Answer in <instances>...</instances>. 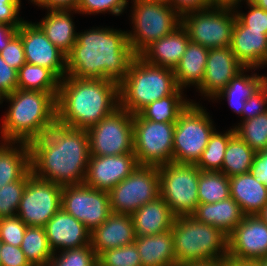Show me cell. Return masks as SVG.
Segmentation results:
<instances>
[{
    "instance_id": "1",
    "label": "cell",
    "mask_w": 267,
    "mask_h": 266,
    "mask_svg": "<svg viewBox=\"0 0 267 266\" xmlns=\"http://www.w3.org/2000/svg\"><path fill=\"white\" fill-rule=\"evenodd\" d=\"M28 145L30 170L34 176L62 186L84 182L90 159L87 130L56 122Z\"/></svg>"
},
{
    "instance_id": "2",
    "label": "cell",
    "mask_w": 267,
    "mask_h": 266,
    "mask_svg": "<svg viewBox=\"0 0 267 266\" xmlns=\"http://www.w3.org/2000/svg\"><path fill=\"white\" fill-rule=\"evenodd\" d=\"M88 30L77 33L76 43L66 56V75L108 79L119 84L136 56L127 31L109 27Z\"/></svg>"
},
{
    "instance_id": "3",
    "label": "cell",
    "mask_w": 267,
    "mask_h": 266,
    "mask_svg": "<svg viewBox=\"0 0 267 266\" xmlns=\"http://www.w3.org/2000/svg\"><path fill=\"white\" fill-rule=\"evenodd\" d=\"M56 106L57 123L87 130L119 107V84L66 75L60 80Z\"/></svg>"
},
{
    "instance_id": "4",
    "label": "cell",
    "mask_w": 267,
    "mask_h": 266,
    "mask_svg": "<svg viewBox=\"0 0 267 266\" xmlns=\"http://www.w3.org/2000/svg\"><path fill=\"white\" fill-rule=\"evenodd\" d=\"M58 93L17 89L1 98L10 105L1 126V141L26 142L44 135L57 122Z\"/></svg>"
},
{
    "instance_id": "5",
    "label": "cell",
    "mask_w": 267,
    "mask_h": 266,
    "mask_svg": "<svg viewBox=\"0 0 267 266\" xmlns=\"http://www.w3.org/2000/svg\"><path fill=\"white\" fill-rule=\"evenodd\" d=\"M171 232L178 266L226 260L228 235L191 215L175 216Z\"/></svg>"
},
{
    "instance_id": "6",
    "label": "cell",
    "mask_w": 267,
    "mask_h": 266,
    "mask_svg": "<svg viewBox=\"0 0 267 266\" xmlns=\"http://www.w3.org/2000/svg\"><path fill=\"white\" fill-rule=\"evenodd\" d=\"M177 89L173 69L149 64L136 55L126 77L119 83V106L137 114L148 104L173 94Z\"/></svg>"
},
{
    "instance_id": "7",
    "label": "cell",
    "mask_w": 267,
    "mask_h": 266,
    "mask_svg": "<svg viewBox=\"0 0 267 266\" xmlns=\"http://www.w3.org/2000/svg\"><path fill=\"white\" fill-rule=\"evenodd\" d=\"M133 31H127L133 52L139 55L152 42L168 35L181 24V16L168 2L132 0Z\"/></svg>"
},
{
    "instance_id": "8",
    "label": "cell",
    "mask_w": 267,
    "mask_h": 266,
    "mask_svg": "<svg viewBox=\"0 0 267 266\" xmlns=\"http://www.w3.org/2000/svg\"><path fill=\"white\" fill-rule=\"evenodd\" d=\"M206 109L193 100L175 122L172 162L196 165L216 129Z\"/></svg>"
},
{
    "instance_id": "9",
    "label": "cell",
    "mask_w": 267,
    "mask_h": 266,
    "mask_svg": "<svg viewBox=\"0 0 267 266\" xmlns=\"http://www.w3.org/2000/svg\"><path fill=\"white\" fill-rule=\"evenodd\" d=\"M160 196L175 216L191 215L199 204L196 165L169 162L158 166Z\"/></svg>"
},
{
    "instance_id": "10",
    "label": "cell",
    "mask_w": 267,
    "mask_h": 266,
    "mask_svg": "<svg viewBox=\"0 0 267 266\" xmlns=\"http://www.w3.org/2000/svg\"><path fill=\"white\" fill-rule=\"evenodd\" d=\"M236 21L233 7L212 6L181 17L190 41L206 48H228Z\"/></svg>"
},
{
    "instance_id": "11",
    "label": "cell",
    "mask_w": 267,
    "mask_h": 266,
    "mask_svg": "<svg viewBox=\"0 0 267 266\" xmlns=\"http://www.w3.org/2000/svg\"><path fill=\"white\" fill-rule=\"evenodd\" d=\"M175 122H155L133 114V149L138 165L172 162Z\"/></svg>"
},
{
    "instance_id": "12",
    "label": "cell",
    "mask_w": 267,
    "mask_h": 266,
    "mask_svg": "<svg viewBox=\"0 0 267 266\" xmlns=\"http://www.w3.org/2000/svg\"><path fill=\"white\" fill-rule=\"evenodd\" d=\"M159 196L158 167L138 165L129 176L109 191L111 212L132 215L141 206Z\"/></svg>"
},
{
    "instance_id": "13",
    "label": "cell",
    "mask_w": 267,
    "mask_h": 266,
    "mask_svg": "<svg viewBox=\"0 0 267 266\" xmlns=\"http://www.w3.org/2000/svg\"><path fill=\"white\" fill-rule=\"evenodd\" d=\"M87 134L92 156L134 153L133 114L120 106L88 128Z\"/></svg>"
},
{
    "instance_id": "14",
    "label": "cell",
    "mask_w": 267,
    "mask_h": 266,
    "mask_svg": "<svg viewBox=\"0 0 267 266\" xmlns=\"http://www.w3.org/2000/svg\"><path fill=\"white\" fill-rule=\"evenodd\" d=\"M62 185L34 176L29 170V180L20 200L17 216L27 226H41L61 208Z\"/></svg>"
},
{
    "instance_id": "15",
    "label": "cell",
    "mask_w": 267,
    "mask_h": 266,
    "mask_svg": "<svg viewBox=\"0 0 267 266\" xmlns=\"http://www.w3.org/2000/svg\"><path fill=\"white\" fill-rule=\"evenodd\" d=\"M61 208L82 222L90 232L112 213L109 192L91 188L84 183L62 187Z\"/></svg>"
},
{
    "instance_id": "16",
    "label": "cell",
    "mask_w": 267,
    "mask_h": 266,
    "mask_svg": "<svg viewBox=\"0 0 267 266\" xmlns=\"http://www.w3.org/2000/svg\"><path fill=\"white\" fill-rule=\"evenodd\" d=\"M26 63L51 70L60 80L66 76V55L59 50L36 24L24 21L18 28Z\"/></svg>"
},
{
    "instance_id": "17",
    "label": "cell",
    "mask_w": 267,
    "mask_h": 266,
    "mask_svg": "<svg viewBox=\"0 0 267 266\" xmlns=\"http://www.w3.org/2000/svg\"><path fill=\"white\" fill-rule=\"evenodd\" d=\"M227 258L240 260L267 258V224L258 215L244 216L228 235Z\"/></svg>"
},
{
    "instance_id": "18",
    "label": "cell",
    "mask_w": 267,
    "mask_h": 266,
    "mask_svg": "<svg viewBox=\"0 0 267 266\" xmlns=\"http://www.w3.org/2000/svg\"><path fill=\"white\" fill-rule=\"evenodd\" d=\"M138 166L134 153L123 155H90L84 184L91 188L109 192L129 176Z\"/></svg>"
},
{
    "instance_id": "19",
    "label": "cell",
    "mask_w": 267,
    "mask_h": 266,
    "mask_svg": "<svg viewBox=\"0 0 267 266\" xmlns=\"http://www.w3.org/2000/svg\"><path fill=\"white\" fill-rule=\"evenodd\" d=\"M244 68L230 47L210 48L199 93L212 100Z\"/></svg>"
},
{
    "instance_id": "20",
    "label": "cell",
    "mask_w": 267,
    "mask_h": 266,
    "mask_svg": "<svg viewBox=\"0 0 267 266\" xmlns=\"http://www.w3.org/2000/svg\"><path fill=\"white\" fill-rule=\"evenodd\" d=\"M52 251L80 248L91 243V232L63 208L50 218L44 226ZM59 250V251H58Z\"/></svg>"
},
{
    "instance_id": "21",
    "label": "cell",
    "mask_w": 267,
    "mask_h": 266,
    "mask_svg": "<svg viewBox=\"0 0 267 266\" xmlns=\"http://www.w3.org/2000/svg\"><path fill=\"white\" fill-rule=\"evenodd\" d=\"M230 48L245 68L259 69L267 59V34L265 30H249L236 18Z\"/></svg>"
},
{
    "instance_id": "22",
    "label": "cell",
    "mask_w": 267,
    "mask_h": 266,
    "mask_svg": "<svg viewBox=\"0 0 267 266\" xmlns=\"http://www.w3.org/2000/svg\"><path fill=\"white\" fill-rule=\"evenodd\" d=\"M135 230L131 215L111 213L109 217L91 232V247L100 253L135 241Z\"/></svg>"
},
{
    "instance_id": "23",
    "label": "cell",
    "mask_w": 267,
    "mask_h": 266,
    "mask_svg": "<svg viewBox=\"0 0 267 266\" xmlns=\"http://www.w3.org/2000/svg\"><path fill=\"white\" fill-rule=\"evenodd\" d=\"M186 28L180 24L168 35L152 42L139 56L149 64L175 69L189 44Z\"/></svg>"
},
{
    "instance_id": "24",
    "label": "cell",
    "mask_w": 267,
    "mask_h": 266,
    "mask_svg": "<svg viewBox=\"0 0 267 266\" xmlns=\"http://www.w3.org/2000/svg\"><path fill=\"white\" fill-rule=\"evenodd\" d=\"M230 197L245 216L258 215L267 205V187L251 172L229 178Z\"/></svg>"
},
{
    "instance_id": "25",
    "label": "cell",
    "mask_w": 267,
    "mask_h": 266,
    "mask_svg": "<svg viewBox=\"0 0 267 266\" xmlns=\"http://www.w3.org/2000/svg\"><path fill=\"white\" fill-rule=\"evenodd\" d=\"M131 217L136 237L169 231L175 220V215L161 196L141 206Z\"/></svg>"
},
{
    "instance_id": "26",
    "label": "cell",
    "mask_w": 267,
    "mask_h": 266,
    "mask_svg": "<svg viewBox=\"0 0 267 266\" xmlns=\"http://www.w3.org/2000/svg\"><path fill=\"white\" fill-rule=\"evenodd\" d=\"M47 11L48 14L36 24L46 37L67 56L72 51L77 39V32L71 15L78 12L75 9Z\"/></svg>"
},
{
    "instance_id": "27",
    "label": "cell",
    "mask_w": 267,
    "mask_h": 266,
    "mask_svg": "<svg viewBox=\"0 0 267 266\" xmlns=\"http://www.w3.org/2000/svg\"><path fill=\"white\" fill-rule=\"evenodd\" d=\"M191 216L204 224L218 227L229 235L245 215L238 203L228 197L216 203L198 204Z\"/></svg>"
},
{
    "instance_id": "28",
    "label": "cell",
    "mask_w": 267,
    "mask_h": 266,
    "mask_svg": "<svg viewBox=\"0 0 267 266\" xmlns=\"http://www.w3.org/2000/svg\"><path fill=\"white\" fill-rule=\"evenodd\" d=\"M142 266H178L171 230L155 235L136 237Z\"/></svg>"
},
{
    "instance_id": "29",
    "label": "cell",
    "mask_w": 267,
    "mask_h": 266,
    "mask_svg": "<svg viewBox=\"0 0 267 266\" xmlns=\"http://www.w3.org/2000/svg\"><path fill=\"white\" fill-rule=\"evenodd\" d=\"M209 48L189 41L180 62L174 69L175 80L179 89L192 85L198 89L205 76V67Z\"/></svg>"
},
{
    "instance_id": "30",
    "label": "cell",
    "mask_w": 267,
    "mask_h": 266,
    "mask_svg": "<svg viewBox=\"0 0 267 266\" xmlns=\"http://www.w3.org/2000/svg\"><path fill=\"white\" fill-rule=\"evenodd\" d=\"M29 170L30 148L28 143L2 141L0 143V188L20 180Z\"/></svg>"
},
{
    "instance_id": "31",
    "label": "cell",
    "mask_w": 267,
    "mask_h": 266,
    "mask_svg": "<svg viewBox=\"0 0 267 266\" xmlns=\"http://www.w3.org/2000/svg\"><path fill=\"white\" fill-rule=\"evenodd\" d=\"M248 70L255 71L256 68H244L213 98L215 101L221 98L225 99L224 97H226L231 110L240 116H242L245 101L263 85L262 75L259 76L255 72L251 73V75L244 74Z\"/></svg>"
},
{
    "instance_id": "32",
    "label": "cell",
    "mask_w": 267,
    "mask_h": 266,
    "mask_svg": "<svg viewBox=\"0 0 267 266\" xmlns=\"http://www.w3.org/2000/svg\"><path fill=\"white\" fill-rule=\"evenodd\" d=\"M183 95V90L178 88L173 94L148 104L137 114L150 121L176 122L180 113L191 102V100L185 99Z\"/></svg>"
},
{
    "instance_id": "33",
    "label": "cell",
    "mask_w": 267,
    "mask_h": 266,
    "mask_svg": "<svg viewBox=\"0 0 267 266\" xmlns=\"http://www.w3.org/2000/svg\"><path fill=\"white\" fill-rule=\"evenodd\" d=\"M257 152L236 133L229 139L221 172L228 178L250 172Z\"/></svg>"
},
{
    "instance_id": "34",
    "label": "cell",
    "mask_w": 267,
    "mask_h": 266,
    "mask_svg": "<svg viewBox=\"0 0 267 266\" xmlns=\"http://www.w3.org/2000/svg\"><path fill=\"white\" fill-rule=\"evenodd\" d=\"M18 88L22 90L58 93L60 79L49 69L25 63L17 72Z\"/></svg>"
},
{
    "instance_id": "35",
    "label": "cell",
    "mask_w": 267,
    "mask_h": 266,
    "mask_svg": "<svg viewBox=\"0 0 267 266\" xmlns=\"http://www.w3.org/2000/svg\"><path fill=\"white\" fill-rule=\"evenodd\" d=\"M20 248L31 266L50 264L54 254L41 226H27Z\"/></svg>"
},
{
    "instance_id": "36",
    "label": "cell",
    "mask_w": 267,
    "mask_h": 266,
    "mask_svg": "<svg viewBox=\"0 0 267 266\" xmlns=\"http://www.w3.org/2000/svg\"><path fill=\"white\" fill-rule=\"evenodd\" d=\"M230 197L229 178L220 171H201L198 179L199 204L216 203Z\"/></svg>"
},
{
    "instance_id": "37",
    "label": "cell",
    "mask_w": 267,
    "mask_h": 266,
    "mask_svg": "<svg viewBox=\"0 0 267 266\" xmlns=\"http://www.w3.org/2000/svg\"><path fill=\"white\" fill-rule=\"evenodd\" d=\"M235 134L234 128L225 131L224 134L214 130L211 134L206 148L203 150L200 160L196 166L201 171H220L224 160V154L229 139Z\"/></svg>"
},
{
    "instance_id": "38",
    "label": "cell",
    "mask_w": 267,
    "mask_h": 266,
    "mask_svg": "<svg viewBox=\"0 0 267 266\" xmlns=\"http://www.w3.org/2000/svg\"><path fill=\"white\" fill-rule=\"evenodd\" d=\"M235 133L256 152L267 147V111L234 127Z\"/></svg>"
},
{
    "instance_id": "39",
    "label": "cell",
    "mask_w": 267,
    "mask_h": 266,
    "mask_svg": "<svg viewBox=\"0 0 267 266\" xmlns=\"http://www.w3.org/2000/svg\"><path fill=\"white\" fill-rule=\"evenodd\" d=\"M58 253L53 254L50 262L52 266H98L97 255L92 249L91 243L80 248L65 249Z\"/></svg>"
},
{
    "instance_id": "40",
    "label": "cell",
    "mask_w": 267,
    "mask_h": 266,
    "mask_svg": "<svg viewBox=\"0 0 267 266\" xmlns=\"http://www.w3.org/2000/svg\"><path fill=\"white\" fill-rule=\"evenodd\" d=\"M28 180L29 171L20 180L0 188V218L17 215V209Z\"/></svg>"
},
{
    "instance_id": "41",
    "label": "cell",
    "mask_w": 267,
    "mask_h": 266,
    "mask_svg": "<svg viewBox=\"0 0 267 266\" xmlns=\"http://www.w3.org/2000/svg\"><path fill=\"white\" fill-rule=\"evenodd\" d=\"M98 266H142L135 243L113 248L97 256Z\"/></svg>"
},
{
    "instance_id": "42",
    "label": "cell",
    "mask_w": 267,
    "mask_h": 266,
    "mask_svg": "<svg viewBox=\"0 0 267 266\" xmlns=\"http://www.w3.org/2000/svg\"><path fill=\"white\" fill-rule=\"evenodd\" d=\"M129 0H79L76 7L78 14L111 13L121 15L127 8Z\"/></svg>"
},
{
    "instance_id": "43",
    "label": "cell",
    "mask_w": 267,
    "mask_h": 266,
    "mask_svg": "<svg viewBox=\"0 0 267 266\" xmlns=\"http://www.w3.org/2000/svg\"><path fill=\"white\" fill-rule=\"evenodd\" d=\"M27 225L17 216L0 218V240L20 247Z\"/></svg>"
},
{
    "instance_id": "44",
    "label": "cell",
    "mask_w": 267,
    "mask_h": 266,
    "mask_svg": "<svg viewBox=\"0 0 267 266\" xmlns=\"http://www.w3.org/2000/svg\"><path fill=\"white\" fill-rule=\"evenodd\" d=\"M248 13L238 12L236 6H233L236 18L244 25L249 27V30H265L267 34V10L256 6L249 0H246Z\"/></svg>"
},
{
    "instance_id": "45",
    "label": "cell",
    "mask_w": 267,
    "mask_h": 266,
    "mask_svg": "<svg viewBox=\"0 0 267 266\" xmlns=\"http://www.w3.org/2000/svg\"><path fill=\"white\" fill-rule=\"evenodd\" d=\"M262 77L263 85L245 101L241 121L254 118L267 111V76Z\"/></svg>"
},
{
    "instance_id": "46",
    "label": "cell",
    "mask_w": 267,
    "mask_h": 266,
    "mask_svg": "<svg viewBox=\"0 0 267 266\" xmlns=\"http://www.w3.org/2000/svg\"><path fill=\"white\" fill-rule=\"evenodd\" d=\"M3 60L17 71L26 63L24 46L21 36L17 33L8 43V45L0 52Z\"/></svg>"
},
{
    "instance_id": "47",
    "label": "cell",
    "mask_w": 267,
    "mask_h": 266,
    "mask_svg": "<svg viewBox=\"0 0 267 266\" xmlns=\"http://www.w3.org/2000/svg\"><path fill=\"white\" fill-rule=\"evenodd\" d=\"M21 0H0V24L21 26L24 19L19 17Z\"/></svg>"
},
{
    "instance_id": "48",
    "label": "cell",
    "mask_w": 267,
    "mask_h": 266,
    "mask_svg": "<svg viewBox=\"0 0 267 266\" xmlns=\"http://www.w3.org/2000/svg\"><path fill=\"white\" fill-rule=\"evenodd\" d=\"M17 70L10 67L0 56V97L18 89Z\"/></svg>"
},
{
    "instance_id": "49",
    "label": "cell",
    "mask_w": 267,
    "mask_h": 266,
    "mask_svg": "<svg viewBox=\"0 0 267 266\" xmlns=\"http://www.w3.org/2000/svg\"><path fill=\"white\" fill-rule=\"evenodd\" d=\"M0 266H31L25 254L18 246L2 243Z\"/></svg>"
},
{
    "instance_id": "50",
    "label": "cell",
    "mask_w": 267,
    "mask_h": 266,
    "mask_svg": "<svg viewBox=\"0 0 267 266\" xmlns=\"http://www.w3.org/2000/svg\"><path fill=\"white\" fill-rule=\"evenodd\" d=\"M168 3L182 17L183 15L213 6L212 0H169Z\"/></svg>"
},
{
    "instance_id": "51",
    "label": "cell",
    "mask_w": 267,
    "mask_h": 266,
    "mask_svg": "<svg viewBox=\"0 0 267 266\" xmlns=\"http://www.w3.org/2000/svg\"><path fill=\"white\" fill-rule=\"evenodd\" d=\"M250 172L267 187V156L262 152H257Z\"/></svg>"
},
{
    "instance_id": "52",
    "label": "cell",
    "mask_w": 267,
    "mask_h": 266,
    "mask_svg": "<svg viewBox=\"0 0 267 266\" xmlns=\"http://www.w3.org/2000/svg\"><path fill=\"white\" fill-rule=\"evenodd\" d=\"M31 3L47 10L75 9L79 0H29Z\"/></svg>"
},
{
    "instance_id": "53",
    "label": "cell",
    "mask_w": 267,
    "mask_h": 266,
    "mask_svg": "<svg viewBox=\"0 0 267 266\" xmlns=\"http://www.w3.org/2000/svg\"><path fill=\"white\" fill-rule=\"evenodd\" d=\"M20 26L0 24V52L8 45L10 40L18 33Z\"/></svg>"
},
{
    "instance_id": "54",
    "label": "cell",
    "mask_w": 267,
    "mask_h": 266,
    "mask_svg": "<svg viewBox=\"0 0 267 266\" xmlns=\"http://www.w3.org/2000/svg\"><path fill=\"white\" fill-rule=\"evenodd\" d=\"M228 266H262L260 260H240V259H226Z\"/></svg>"
},
{
    "instance_id": "55",
    "label": "cell",
    "mask_w": 267,
    "mask_h": 266,
    "mask_svg": "<svg viewBox=\"0 0 267 266\" xmlns=\"http://www.w3.org/2000/svg\"><path fill=\"white\" fill-rule=\"evenodd\" d=\"M243 0H212L213 6H238ZM245 1V0H244Z\"/></svg>"
},
{
    "instance_id": "56",
    "label": "cell",
    "mask_w": 267,
    "mask_h": 266,
    "mask_svg": "<svg viewBox=\"0 0 267 266\" xmlns=\"http://www.w3.org/2000/svg\"><path fill=\"white\" fill-rule=\"evenodd\" d=\"M226 264V260H218V261H210L204 263H189L183 266H224Z\"/></svg>"
},
{
    "instance_id": "57",
    "label": "cell",
    "mask_w": 267,
    "mask_h": 266,
    "mask_svg": "<svg viewBox=\"0 0 267 266\" xmlns=\"http://www.w3.org/2000/svg\"><path fill=\"white\" fill-rule=\"evenodd\" d=\"M256 6L262 8L263 10H267V0H249Z\"/></svg>"
},
{
    "instance_id": "58",
    "label": "cell",
    "mask_w": 267,
    "mask_h": 266,
    "mask_svg": "<svg viewBox=\"0 0 267 266\" xmlns=\"http://www.w3.org/2000/svg\"><path fill=\"white\" fill-rule=\"evenodd\" d=\"M258 216L264 223L267 224V205L261 210Z\"/></svg>"
},
{
    "instance_id": "59",
    "label": "cell",
    "mask_w": 267,
    "mask_h": 266,
    "mask_svg": "<svg viewBox=\"0 0 267 266\" xmlns=\"http://www.w3.org/2000/svg\"><path fill=\"white\" fill-rule=\"evenodd\" d=\"M262 263V266H267V258L260 260Z\"/></svg>"
},
{
    "instance_id": "60",
    "label": "cell",
    "mask_w": 267,
    "mask_h": 266,
    "mask_svg": "<svg viewBox=\"0 0 267 266\" xmlns=\"http://www.w3.org/2000/svg\"><path fill=\"white\" fill-rule=\"evenodd\" d=\"M262 152L267 156V147Z\"/></svg>"
},
{
    "instance_id": "61",
    "label": "cell",
    "mask_w": 267,
    "mask_h": 266,
    "mask_svg": "<svg viewBox=\"0 0 267 266\" xmlns=\"http://www.w3.org/2000/svg\"><path fill=\"white\" fill-rule=\"evenodd\" d=\"M153 1L168 2L169 0H153Z\"/></svg>"
},
{
    "instance_id": "62",
    "label": "cell",
    "mask_w": 267,
    "mask_h": 266,
    "mask_svg": "<svg viewBox=\"0 0 267 266\" xmlns=\"http://www.w3.org/2000/svg\"><path fill=\"white\" fill-rule=\"evenodd\" d=\"M264 66H265V67L267 66V59H266V61H265L264 64H263V68H264Z\"/></svg>"
},
{
    "instance_id": "63",
    "label": "cell",
    "mask_w": 267,
    "mask_h": 266,
    "mask_svg": "<svg viewBox=\"0 0 267 266\" xmlns=\"http://www.w3.org/2000/svg\"><path fill=\"white\" fill-rule=\"evenodd\" d=\"M1 246H2V241L0 240V252H1Z\"/></svg>"
}]
</instances>
